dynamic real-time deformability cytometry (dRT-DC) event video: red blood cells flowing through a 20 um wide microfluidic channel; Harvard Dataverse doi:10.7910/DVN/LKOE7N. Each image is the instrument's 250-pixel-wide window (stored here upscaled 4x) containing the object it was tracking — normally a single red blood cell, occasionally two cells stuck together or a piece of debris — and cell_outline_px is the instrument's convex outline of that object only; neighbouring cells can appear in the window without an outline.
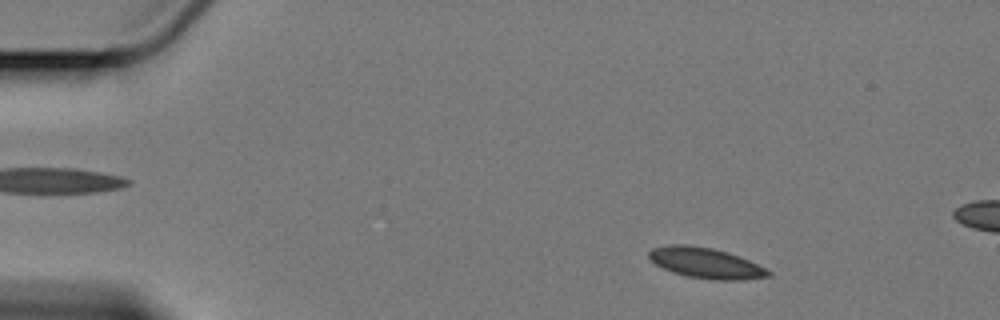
{"species": "Egyptian fruit bat (a non-hibernating species)", "species_latin": "Rousettus aegyptiacus", "temperature_condition": "cold", "stored_images_in_passage": 6, "camera_frame_rate_fps": 3000, "um_per_image_px": 0.085, "animal": {"sex": "female"}, "frame": {"image": 1, "passage_image": 3, "time_ms": 2.333, "image_size_px": [1000, 320], "cell_outline_px": [[772, 276], [740, 280], [716, 280], [688, 276], [672, 272], [656, 264], [648, 256], [648, 252], [652, 248], [668, 244], [688, 244], [712, 248], [728, 252], [748, 260], [772, 272]], "centroid_in_image_um": [59.98, 22.34], "position_along_channel_um": 25.0, "area_um2": 21.15}}
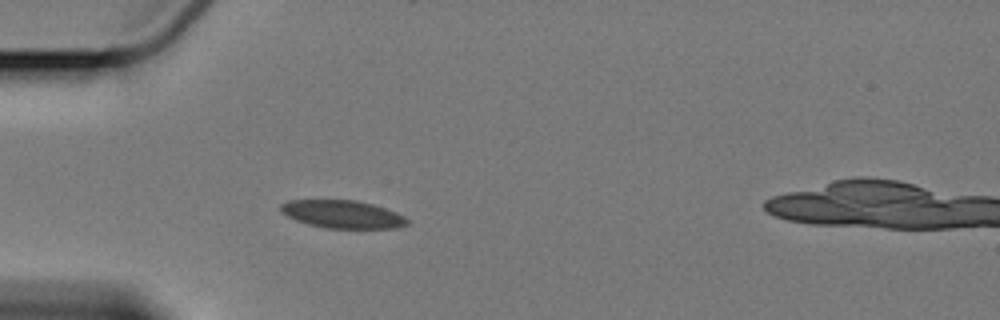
{"frame": {"image": 2, "passage_image": 5, "time_ms": 5.333, "image_size_px": [1000, 320], "cell_outline_px": [[412, 224], [396, 228], [324, 228], [308, 224], [296, 220], [280, 212], [280, 204], [288, 200], [356, 200], [372, 204], [396, 212], [412, 220]], "centroid_in_image_um": [29.15, 18.22], "position_along_channel_um": 55.8, "area_um2": 20.75}}